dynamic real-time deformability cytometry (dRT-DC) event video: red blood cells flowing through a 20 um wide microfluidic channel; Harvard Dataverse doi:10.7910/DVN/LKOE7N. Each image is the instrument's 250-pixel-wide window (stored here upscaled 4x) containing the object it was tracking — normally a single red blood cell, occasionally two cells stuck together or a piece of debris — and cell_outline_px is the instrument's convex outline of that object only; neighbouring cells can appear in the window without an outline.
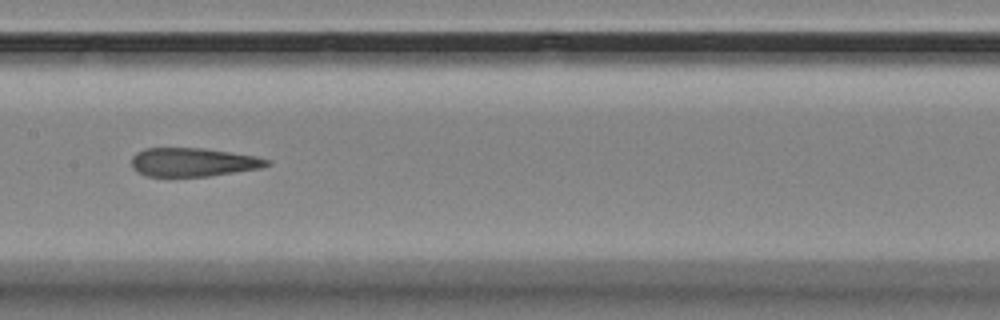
{"species": "Egyptian fruit bat (a non-hibernating species)", "species_latin": "Rousettus aegyptiacus", "temperature_condition": "room temperature", "stored_images_in_passage": 8, "camera_frame_rate_fps": 3000, "um_per_image_px": 0.085, "animal": {"sex": "female"}, "frame": {"image": 1, "passage_image": 7, "time_ms": 9.0, "image_size_px": [1000, 320], "cell_outline_px": [[272, 164], [260, 168], [208, 176], [148, 176], [136, 172], [132, 168], [132, 156], [136, 152], [144, 148], [204, 148], [256, 156], [272, 160]], "centroid_in_image_um": [16.41, 13.78], "position_along_channel_um": 191.0, "area_um2": 22.66}}
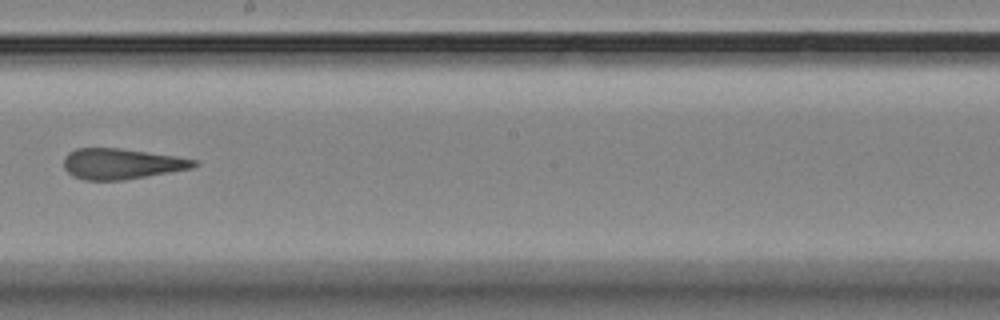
{"frame": {"image": 2, "passage_image": 8, "time_ms": 10.333, "image_size_px": [1000, 320], "cell_outline_px": [[200, 164], [192, 168], [124, 180], [84, 180], [72, 176], [64, 168], [64, 156], [68, 152], [76, 148], [120, 148], [172, 156], [196, 160]], "centroid_in_image_um": [10.28, 13.93], "position_along_channel_um": 237.9, "area_um2": 23.12}}